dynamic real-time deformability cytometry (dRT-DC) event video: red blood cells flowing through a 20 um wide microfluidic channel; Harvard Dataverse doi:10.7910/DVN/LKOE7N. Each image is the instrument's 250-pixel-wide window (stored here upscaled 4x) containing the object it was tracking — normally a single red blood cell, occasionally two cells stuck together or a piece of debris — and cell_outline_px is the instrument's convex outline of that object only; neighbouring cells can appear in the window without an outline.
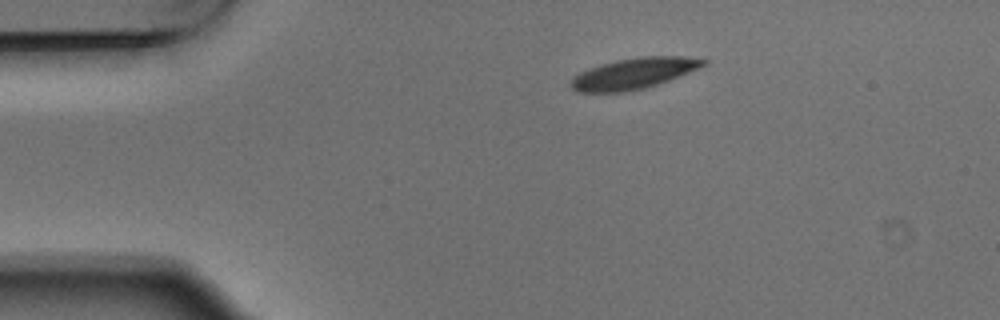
{"species": "Egyptian fruit bat (a non-hibernating species)", "species_latin": "Rousettus aegyptiacus", "temperature_condition": "warm", "stored_images_in_passage": 2, "camera_frame_rate_fps": 3000, "um_per_image_px": 0.085, "animal": {"sex": "male"}, "frame": {"image": 1, "passage_image": 1, "time_ms": 0.0, "image_size_px": [1000, 320], "cell_outline_px": [[708, 64], [668, 80], [644, 88], [624, 92], [580, 92], [572, 88], [568, 84], [580, 72], [588, 68], [616, 60], [640, 56], [684, 56], [708, 60]], "centroid_in_image_um": [53.87, 6.23], "position_along_channel_um": 31.1, "area_um2": 23.64}}